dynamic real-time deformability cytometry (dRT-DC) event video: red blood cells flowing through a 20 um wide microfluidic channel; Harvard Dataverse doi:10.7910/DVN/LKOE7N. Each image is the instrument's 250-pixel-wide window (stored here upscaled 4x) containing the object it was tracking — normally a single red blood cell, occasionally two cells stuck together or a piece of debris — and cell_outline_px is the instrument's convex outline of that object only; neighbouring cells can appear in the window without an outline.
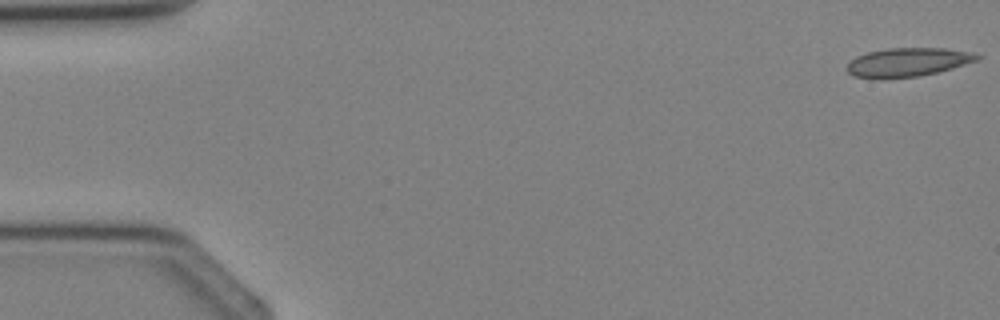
{"species": "Egyptian fruit bat (a non-hibernating species)", "species_latin": "Rousettus aegyptiacus", "temperature_condition": "cold", "stored_images_in_passage": 4, "camera_frame_rate_fps": 3000, "um_per_image_px": 0.085, "animal": {"sex": "female"}, "frame": {"image": 1, "passage_image": 4, "time_ms": 4.333, "image_size_px": [1000, 320], "cell_outline_px": [[984, 56], [976, 60], [952, 68], [936, 72], [916, 76], [880, 80], [852, 76], [844, 68], [856, 56], [868, 52], [888, 48], [944, 48], [968, 52]], "centroid_in_image_um": [77.08, 5.3], "position_along_channel_um": 7.9, "area_um2": 21.85}}